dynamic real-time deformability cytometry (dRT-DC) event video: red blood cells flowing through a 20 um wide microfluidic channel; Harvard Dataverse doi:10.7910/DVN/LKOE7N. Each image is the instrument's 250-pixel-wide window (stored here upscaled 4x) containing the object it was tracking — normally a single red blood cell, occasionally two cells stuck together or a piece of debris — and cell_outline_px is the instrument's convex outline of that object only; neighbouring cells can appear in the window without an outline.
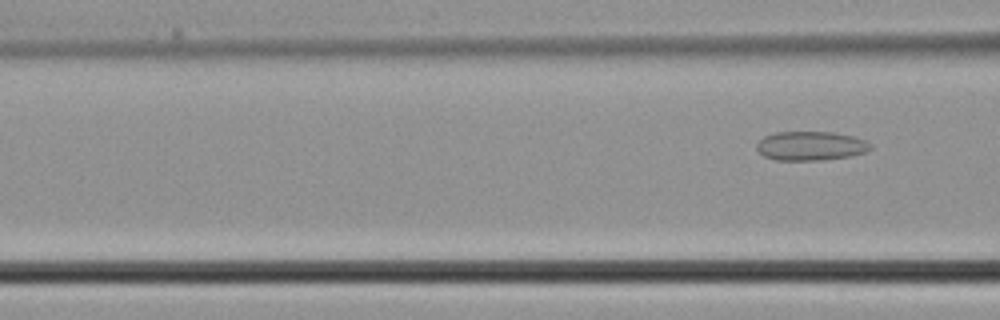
{"species": "common noctule bat (a hibernating species)", "species_latin": "Nyctalus noctula", "temperature_condition": "cold", "stored_images_in_passage": 3, "camera_frame_rate_fps": 3000, "um_per_image_px": 0.085, "animal": {"sex": "male", "body_mass_g": 21.5, "forearm_length_mm": 52.0}, "frame": {"image": 1, "passage_image": 3, "time_ms": 0.667, "image_size_px": [1000, 320], "cell_outline_px": [[872, 148], [864, 152], [852, 156], [824, 160], [776, 160], [764, 156], [756, 148], [756, 144], [764, 136], [776, 132], [832, 132], [852, 136], [864, 140], [872, 144]], "centroid_in_image_um": [68.91, 12.4], "position_along_channel_um": 97.7, "area_um2": 19.31}}